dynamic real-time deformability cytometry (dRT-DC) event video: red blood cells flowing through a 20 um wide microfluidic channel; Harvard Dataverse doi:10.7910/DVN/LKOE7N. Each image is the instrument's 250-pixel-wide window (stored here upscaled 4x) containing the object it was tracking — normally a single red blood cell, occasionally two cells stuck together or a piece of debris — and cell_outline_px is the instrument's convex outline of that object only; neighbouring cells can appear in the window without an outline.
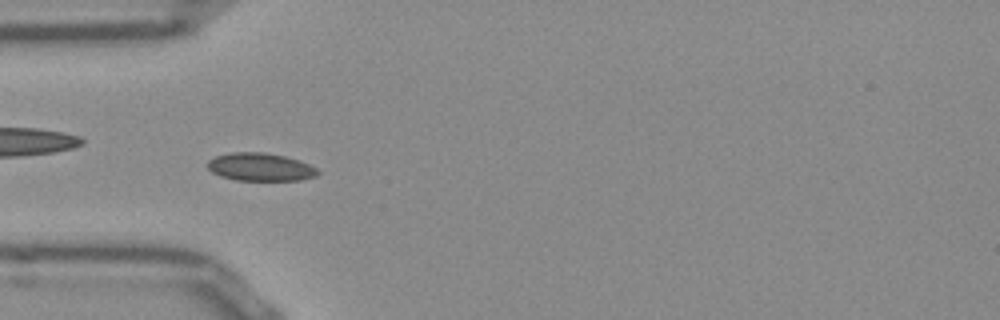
{"species": "Egyptian fruit bat (a non-hibernating species)", "species_latin": "Rousettus aegyptiacus", "temperature_condition": "room temperature", "stored_images_in_passage": 38, "camera_frame_rate_fps": 3000, "um_per_image_px": 0.085, "frame": {"image": 1, "passage_image": 1, "time_ms": 0.0, "image_size_px": [1000, 320], "cell_outline_px": [[320, 172], [316, 176], [300, 180], [236, 180], [220, 176], [212, 172], [208, 168], [208, 160], [216, 156], [232, 152], [264, 152], [284, 156], [308, 164], [316, 168]], "centroid_in_image_um": [22.11, 14.2], "position_along_channel_um": 62.9, "area_um2": 17.8}}
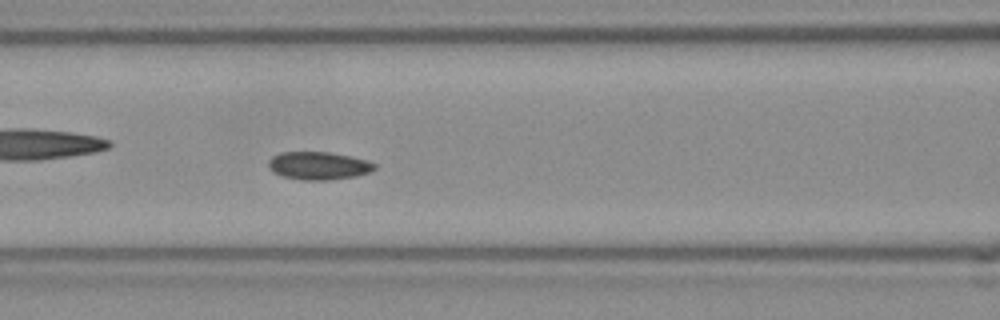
{"frame": {"image": 2, "passage_image": 7, "time_ms": 2.0, "image_size_px": [1000, 320], "cell_outline_px": [[376, 168], [368, 172], [356, 176], [332, 180], [300, 180], [280, 176], [272, 172], [268, 164], [268, 160], [272, 156], [280, 152], [328, 152], [352, 156], [376, 164]], "centroid_in_image_um": [27.03, 14.09], "position_along_channel_um": 139.6, "area_um2": 17.4}}
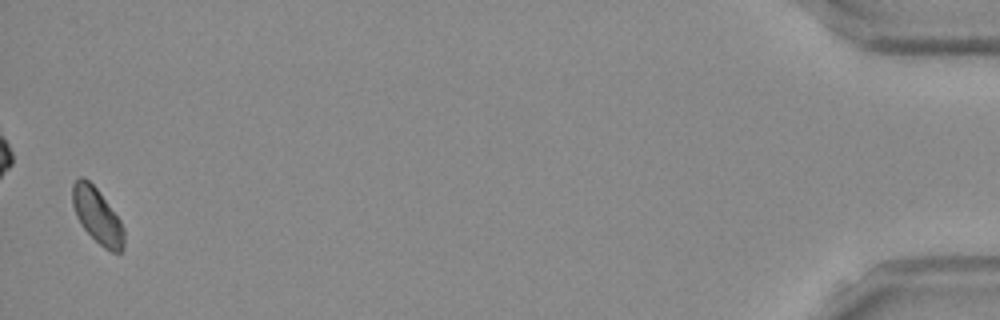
{"frame": {"image": 3, "passage_image": 37, "time_ms": 12.0, "image_size_px": [1000, 320], "cell_outline_px": [[124, 248], [120, 252], [112, 252], [104, 248], [84, 228], [76, 216], [72, 204], [72, 184], [80, 176], [84, 176], [96, 188], [120, 220], [124, 228]], "centroid_in_image_um": [8.26, 18.33], "position_along_channel_um": 426.9, "area_um2": 16.42}, "authors_computed_cell_mechanics": {"area_um2": 16.6464, "velocity_mm_per_s": 3.8292, "shape_relaxation_time_tau1_ms": 9.6722, "shape_relaxation_time_tau2_ms": 2.0907, "deformation_change_tau1": 0.1124, "deformation_change_tau2": 0.0435}}